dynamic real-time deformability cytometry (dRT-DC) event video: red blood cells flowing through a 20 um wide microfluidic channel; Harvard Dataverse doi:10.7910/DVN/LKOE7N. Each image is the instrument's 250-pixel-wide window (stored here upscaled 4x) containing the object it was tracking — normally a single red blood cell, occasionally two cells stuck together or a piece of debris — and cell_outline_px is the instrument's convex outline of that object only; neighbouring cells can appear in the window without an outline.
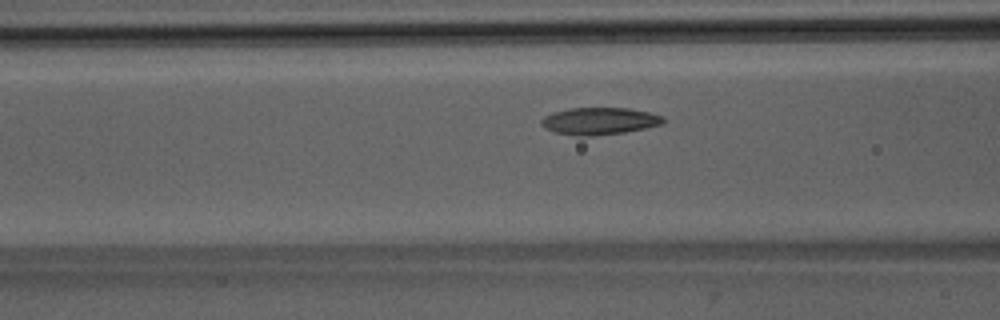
{"species": "Egyptian fruit bat (a non-hibernating species)", "species_latin": "Rousettus aegyptiacus", "temperature_condition": "room temperature", "stored_images_in_passage": 37, "camera_frame_rate_fps": 3000, "um_per_image_px": 0.085, "animal": {"sex": "male"}, "frame": {"image": 1, "passage_image": 12, "time_ms": 3.667, "image_size_px": [1000, 320], "cell_outline_px": [[664, 124], [624, 132], [592, 136], [576, 136], [552, 132], [544, 128], [540, 124], [540, 120], [544, 116], [552, 112], [568, 108], [628, 108], [648, 112], [664, 116]], "centroid_in_image_um": [50.9, 10.29], "position_along_channel_um": 115.7, "area_um2": 19.48}}
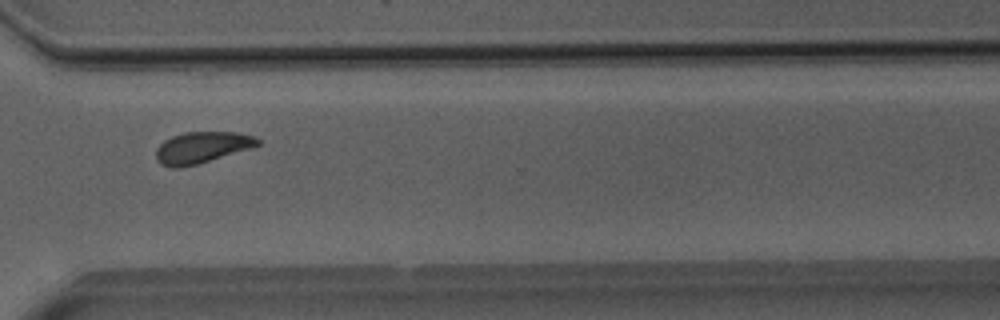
{"frame": {"image": 2, "passage_image": 30, "time_ms": 9.667, "image_size_px": [1000, 320], "cell_outline_px": [[260, 144], [256, 148], [200, 164], [180, 168], [172, 168], [160, 164], [156, 160], [156, 148], [164, 140], [172, 136], [184, 132], [236, 132], [256, 136], [260, 140]], "centroid_in_image_um": [17.21, 12.55], "position_along_channel_um": 353.4, "area_um2": 19.25}}
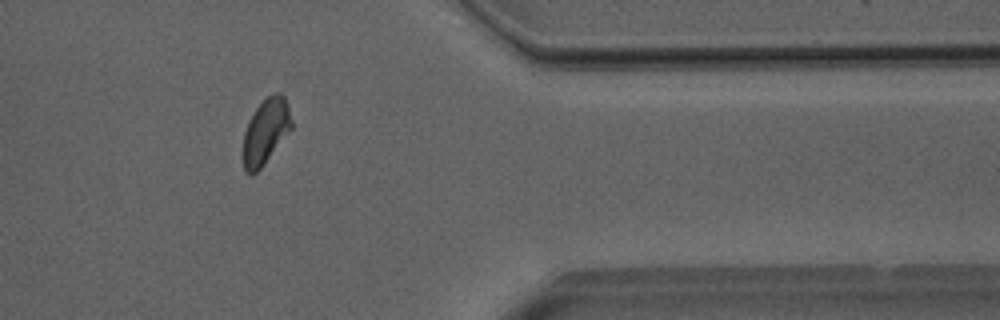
{"frame": {"image": 3, "passage_image": 34, "time_ms": 11.0, "image_size_px": [1000, 320], "cell_outline_px": [[292, 128], [260, 168], [252, 176], [244, 172], [244, 132], [248, 120], [256, 108], [268, 96], [276, 92], [280, 92], [284, 96], [288, 104], [292, 120]], "centroid_in_image_um": [22.59, 11.15], "position_along_channel_um": 388.8, "area_um2": 18.21}, "authors_computed_cell_mechanics": {"area_um2": 18.8428, "velocity_mm_per_s": 3.9624, "shape_relaxation_time_tau1_ms": 5.0872, "shape_relaxation_time_tau2_ms": 2.2174, "deformation_change_tau1": 0.1425, "deformation_change_tau2": 0.0842}}